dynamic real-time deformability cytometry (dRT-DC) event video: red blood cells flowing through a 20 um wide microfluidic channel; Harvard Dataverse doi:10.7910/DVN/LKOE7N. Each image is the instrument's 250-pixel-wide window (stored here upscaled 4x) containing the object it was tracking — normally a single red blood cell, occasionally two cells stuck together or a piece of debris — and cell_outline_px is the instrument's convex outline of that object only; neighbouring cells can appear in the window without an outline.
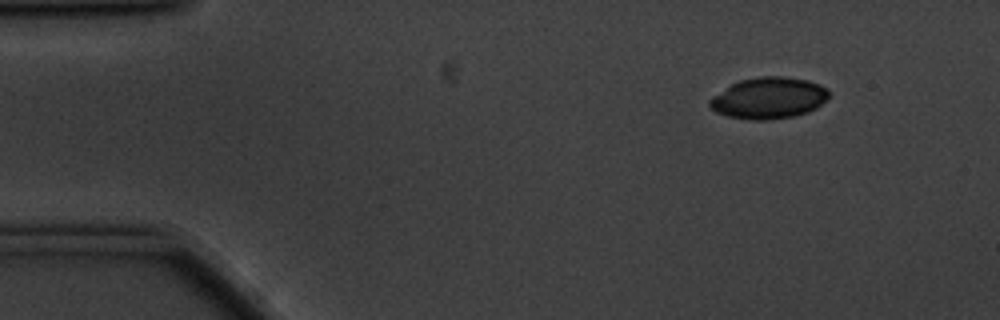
{"species": "common noctule bat (a hibernating species)", "species_latin": "Nyctalus noctula", "temperature_condition": "cold", "stored_images_in_passage": 52, "camera_frame_rate_fps": 3000, "um_per_image_px": 0.085, "animal": {"sex": "male", "body_mass_g": 20.1, "forearm_length_mm": 53.5}, "frame": {"image": 1, "passage_image": 1, "time_ms": 0.0, "image_size_px": [1000, 320], "cell_outline_px": [[828, 96], [816, 108], [808, 112], [792, 116], [768, 120], [752, 120], [728, 116], [716, 112], [708, 104], [708, 100], [712, 96], [732, 84], [740, 80], [760, 76], [784, 76], [808, 80], [820, 84], [828, 88]], "centroid_in_image_um": [65.33, 8.32], "position_along_channel_um": 19.7, "area_um2": 28.67}}
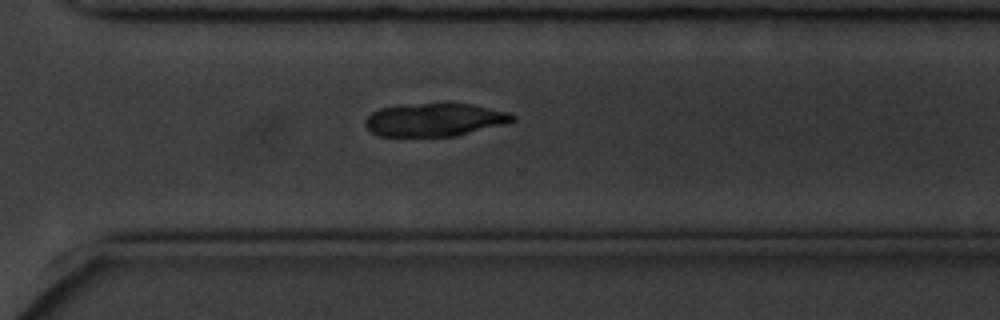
{"frame": {"image": 2, "passage_image": 35, "time_ms": 11.333, "image_size_px": [1000, 320], "cell_outline_px": [[516, 120], [456, 136], [376, 136], [364, 124], [364, 120], [372, 112], [380, 108], [448, 100], [472, 104], [508, 112], [516, 116]], "centroid_in_image_um": [36.94, 10.14], "position_along_channel_um": 333.7, "area_um2": 28.84}}
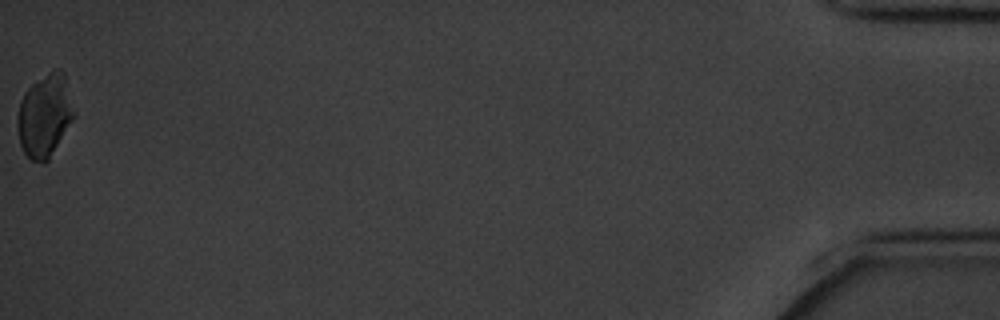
{"frame": {"image": 3, "passage_image": 52, "time_ms": 17.0, "image_size_px": [1000, 320], "cell_outline_px": [[76, 112], [72, 120], [48, 160], [44, 164], [32, 160], [24, 152], [20, 144], [16, 124], [16, 116], [20, 100], [24, 92], [32, 84], [52, 68], [60, 68], [64, 72]], "centroid_in_image_um": [3.79, 9.78], "position_along_channel_um": 431.4, "area_um2": 27.63}}